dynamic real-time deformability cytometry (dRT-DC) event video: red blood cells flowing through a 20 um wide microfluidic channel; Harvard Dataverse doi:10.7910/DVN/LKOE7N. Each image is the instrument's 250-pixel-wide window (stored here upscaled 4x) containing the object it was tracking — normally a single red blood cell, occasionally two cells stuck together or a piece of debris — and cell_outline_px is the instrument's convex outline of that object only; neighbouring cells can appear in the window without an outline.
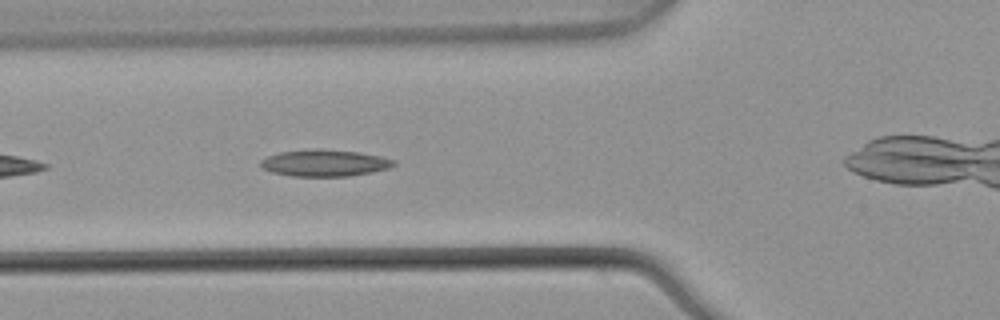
{"species": "common noctule bat (a hibernating species)", "species_latin": "Nyctalus noctula", "temperature_condition": "warm", "stored_images_in_passage": 6, "camera_frame_rate_fps": 3000, "um_per_image_px": 0.085, "animal": {"sex": "male", "body_mass_g": 21.5, "forearm_length_mm": 52.0}, "frame": {"image": 1, "passage_image": 4, "time_ms": 1.0, "image_size_px": [1000, 320], "cell_outline_px": [[396, 164], [392, 168], [372, 172], [348, 176], [292, 176], [272, 172], [264, 168], [260, 164], [260, 160], [268, 156], [280, 152], [316, 148], [324, 148], [360, 152], [380, 156], [396, 160]], "centroid_in_image_um": [27.64, 13.84], "position_along_channel_um": 98.2, "area_um2": 20.92}}